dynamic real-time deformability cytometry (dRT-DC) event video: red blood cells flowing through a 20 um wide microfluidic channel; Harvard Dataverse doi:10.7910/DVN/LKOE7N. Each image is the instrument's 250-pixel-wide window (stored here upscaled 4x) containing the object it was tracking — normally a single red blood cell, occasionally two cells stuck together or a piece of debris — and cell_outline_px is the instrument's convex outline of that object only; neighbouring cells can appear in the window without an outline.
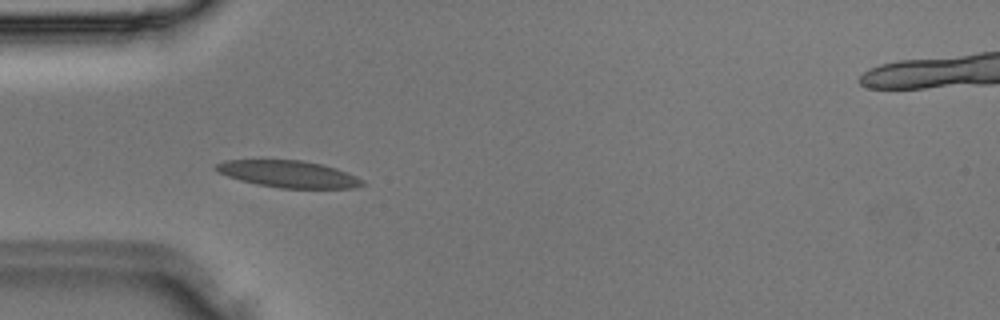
{"species": "Egyptian fruit bat (a non-hibernating species)", "species_latin": "Rousettus aegyptiacus", "temperature_condition": "room temperature", "stored_images_in_passage": 30, "segment_of_instrument_passage": [1, 2], "camera_frame_rate_fps": 3000, "um_per_image_px": 0.085, "animal": {"sex": "male"}, "frame": {"image": 1, "passage_image": 3, "time_ms": 0.667, "image_size_px": [1000, 320], "cell_outline_px": [[364, 184], [356, 188], [280, 188], [256, 184], [240, 180], [216, 172], [212, 168], [216, 164], [224, 160], [304, 160], [324, 164], [336, 168], [356, 176], [364, 180]], "centroid_in_image_um": [24.51, 14.79], "position_along_channel_um": 60.5, "area_um2": 23.12}}
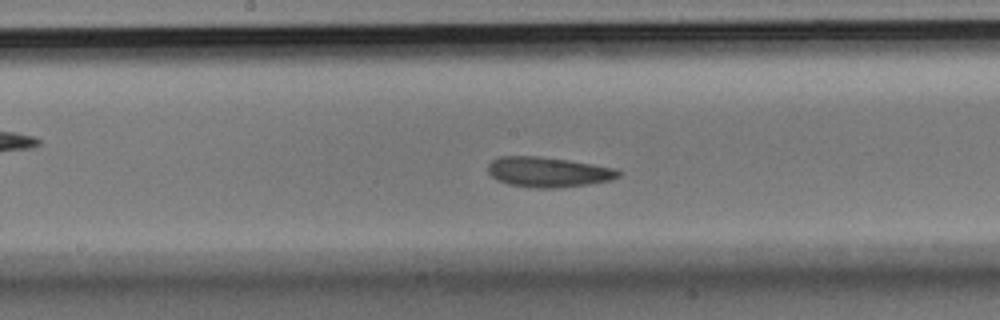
{"frame": {"image": 2, "passage_image": 11, "time_ms": 3.333, "image_size_px": [1000, 320], "cell_outline_px": [[620, 176], [612, 180], [588, 184], [556, 188], [536, 188], [508, 184], [496, 180], [488, 172], [488, 164], [492, 160], [500, 156], [540, 156], [568, 160], [616, 168], [620, 172]], "centroid_in_image_um": [46.58, 14.62], "position_along_channel_um": 201.6, "area_um2": 22.95}}
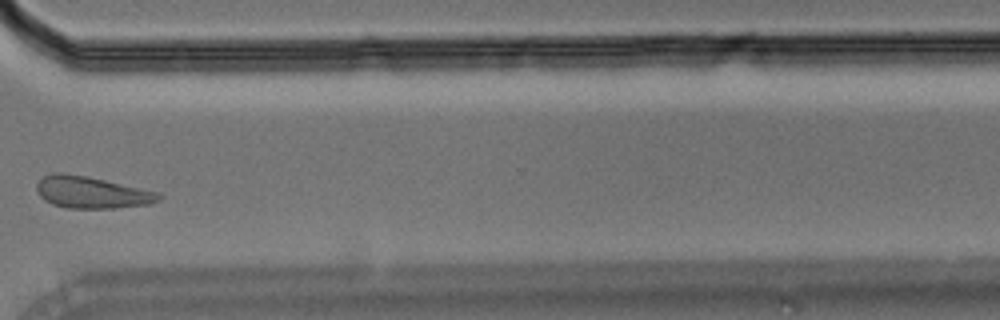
{"frame": {"image": 3, "passage_image": 20, "time_ms": 6.333, "image_size_px": [1000, 320], "cell_outline_px": [[164, 196], [160, 200], [148, 204], [116, 208], [68, 208], [52, 204], [44, 200], [36, 192], [36, 184], [44, 176], [52, 172], [60, 172], [84, 176], [104, 180], [160, 192]], "centroid_in_image_um": [7.79, 16.36], "position_along_channel_um": 362.8, "area_um2": 22.66}}